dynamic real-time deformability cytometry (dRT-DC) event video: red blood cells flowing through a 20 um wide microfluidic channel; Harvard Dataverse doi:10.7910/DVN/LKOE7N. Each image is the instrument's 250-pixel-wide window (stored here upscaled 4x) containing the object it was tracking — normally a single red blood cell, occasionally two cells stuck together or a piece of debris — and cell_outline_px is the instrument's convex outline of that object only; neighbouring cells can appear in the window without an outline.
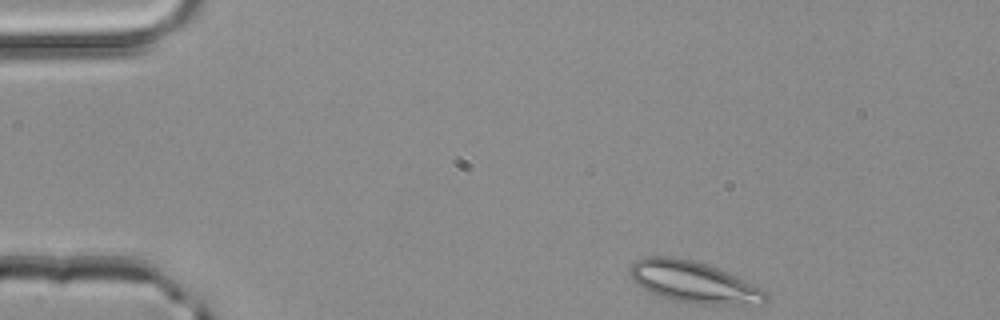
{"species": "common noctule bat (a hibernating species)", "species_latin": "Nyctalus noctula", "temperature_condition": "room temperature", "stored_images_in_passage": 2, "camera_frame_rate_fps": 3000, "um_per_image_px": 0.085, "animal": {"sex": "male", "body_mass_g": 20.4}, "frame": {"image": 1, "passage_image": 1, "time_ms": 0.0, "image_size_px": [1000, 320], "cell_outline_px": [[768, 300], [764, 304], [700, 304], [672, 300], [660, 296], [636, 284], [632, 280], [632, 264], [636, 260], [644, 256], [668, 256], [692, 260], [708, 264], [736, 276], [760, 288], [768, 296]], "centroid_in_image_um": [58.96, 23.97], "position_along_channel_um": 26.0, "area_um2": 32.37}}